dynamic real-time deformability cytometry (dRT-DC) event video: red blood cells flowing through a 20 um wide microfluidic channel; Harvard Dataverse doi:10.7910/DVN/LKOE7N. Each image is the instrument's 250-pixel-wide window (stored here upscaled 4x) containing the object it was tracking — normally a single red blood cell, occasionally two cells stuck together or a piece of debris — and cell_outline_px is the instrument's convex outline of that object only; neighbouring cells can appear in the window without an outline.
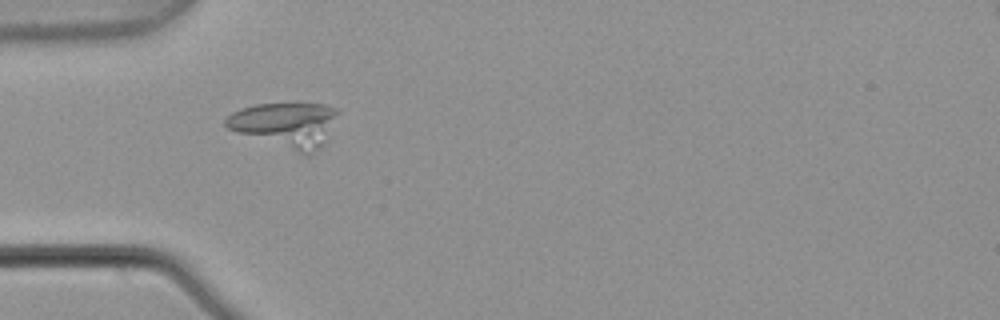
{"species": "common noctule bat (a hibernating species)", "species_latin": "Nyctalus noctula", "temperature_condition": "warm", "stored_images_in_passage": 3, "camera_frame_rate_fps": 3000, "um_per_image_px": 0.085, "animal": {"sex": "male", "body_mass_g": 21.5, "forearm_length_mm": 52.0}, "frame": {"image": 1, "passage_image": 2, "time_ms": 0.333, "image_size_px": [1000, 320], "cell_outline_px": [[340, 112], [324, 144], [308, 156], [304, 156], [236, 132], [228, 128], [224, 124], [224, 120], [232, 112], [240, 108], [256, 104], [324, 104], [336, 108]], "centroid_in_image_um": [24.29, 10.63], "position_along_channel_um": 60.7, "area_um2": 29.77}}
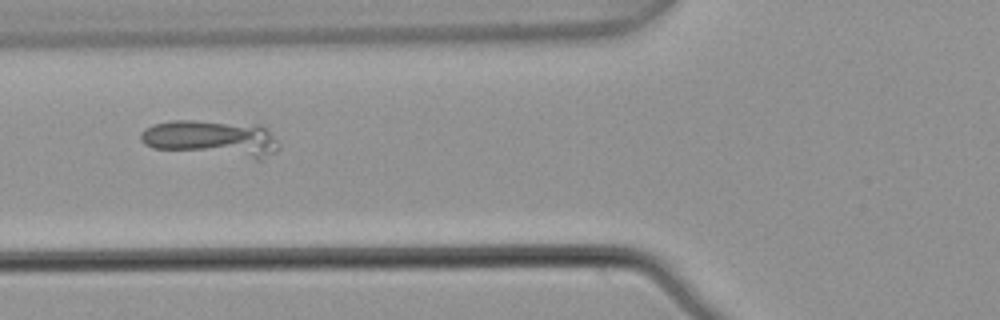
{"frame": {"image": 2, "passage_image": 3, "time_ms": 0.667, "image_size_px": [1000, 320], "cell_outline_px": [[280, 148], [276, 152], [260, 160], [256, 160], [152, 148], [144, 144], [140, 140], [140, 132], [152, 124], [172, 120], [192, 120], [260, 124], [280, 144]], "centroid_in_image_um": [17.99, 11.78], "position_along_channel_um": 107.8, "area_um2": 29.88}}